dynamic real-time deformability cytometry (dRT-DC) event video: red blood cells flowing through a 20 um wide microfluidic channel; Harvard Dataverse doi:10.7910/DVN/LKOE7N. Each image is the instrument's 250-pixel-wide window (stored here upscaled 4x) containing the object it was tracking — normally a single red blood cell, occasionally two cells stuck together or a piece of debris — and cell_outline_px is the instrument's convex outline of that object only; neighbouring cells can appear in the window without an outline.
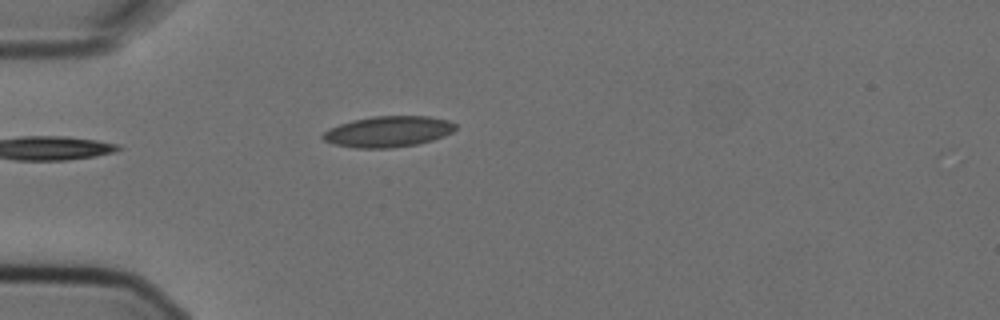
{"species": "Egyptian fruit bat (a non-hibernating species)", "species_latin": "Rousettus aegyptiacus", "temperature_condition": "cold", "stored_images_in_passage": 3, "camera_frame_rate_fps": 3000, "um_per_image_px": 0.085, "animal": {"sex": "female"}, "frame": {"image": 1, "passage_image": 3, "time_ms": 0.667, "image_size_px": [1000, 320], "cell_outline_px": [[456, 128], [452, 132], [444, 136], [432, 140], [416, 144], [392, 148], [356, 148], [332, 144], [324, 140], [320, 136], [328, 128], [352, 120], [372, 116], [428, 116], [448, 120], [456, 124]], "centroid_in_image_um": [32.97, 11.18], "position_along_channel_um": 52.0, "area_um2": 23.99}}